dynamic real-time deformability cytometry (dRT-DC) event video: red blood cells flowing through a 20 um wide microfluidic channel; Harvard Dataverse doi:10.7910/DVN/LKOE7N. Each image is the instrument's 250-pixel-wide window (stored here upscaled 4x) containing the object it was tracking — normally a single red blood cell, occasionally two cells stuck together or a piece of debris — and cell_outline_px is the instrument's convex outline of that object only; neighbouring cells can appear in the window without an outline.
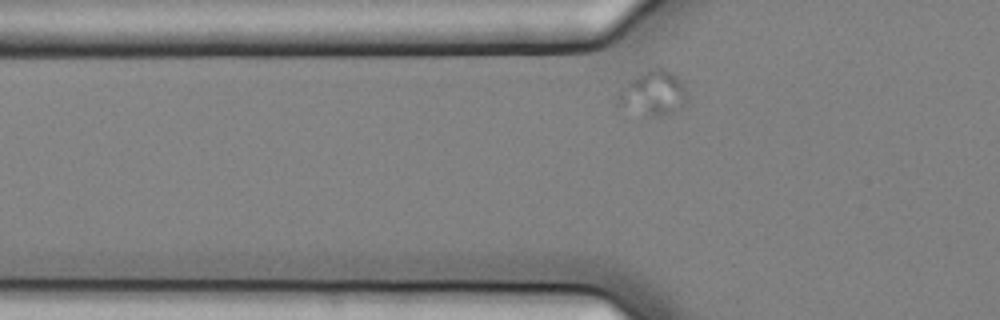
{"species": "common noctule bat (a hibernating species)", "species_latin": "Nyctalus noctula", "temperature_condition": "cold", "stored_images_in_passage": 2, "camera_frame_rate_fps": 3000, "um_per_image_px": 0.085, "animal": {"sex": "female", "body_mass_g": 25.1}, "frame": {"image": 1, "passage_image": 2, "time_ms": 0.333, "image_size_px": [1000, 320], "cell_outline_px": [[688, 92], [684, 104], [672, 112], [660, 116], [652, 116], [616, 104], [616, 92], [628, 80], [640, 72], [656, 64], [672, 72], [680, 80]], "centroid_in_image_um": [55.49, 7.84], "position_along_channel_um": 70.3, "area_um2": 18.26}}